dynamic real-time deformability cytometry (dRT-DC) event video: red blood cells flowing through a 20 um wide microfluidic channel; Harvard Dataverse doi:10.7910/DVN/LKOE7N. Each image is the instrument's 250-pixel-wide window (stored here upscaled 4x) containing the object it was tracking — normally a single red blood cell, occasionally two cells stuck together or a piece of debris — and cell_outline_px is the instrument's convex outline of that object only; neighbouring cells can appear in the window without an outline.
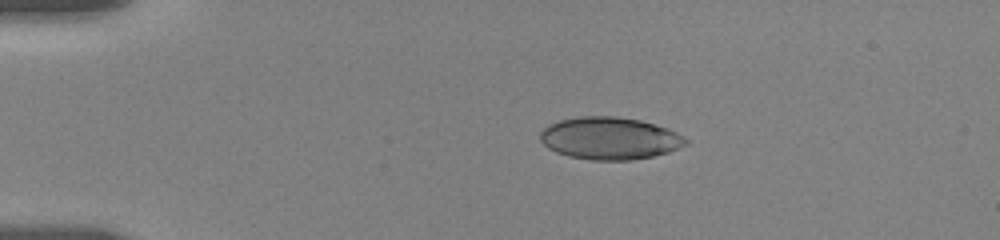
{"species": "human", "species_latin": "Homo sapiens", "temperature_condition": "room temperature", "stored_images_in_passage": 19, "camera_frame_rate_fps": 3000, "um_per_image_px": 0.085, "donor": {"sex": "female"}, "frame": {"image": 1, "passage_image": 1, "time_ms": 0.0, "image_size_px": [1000, 240], "cell_outline_px": [[688, 144], [668, 152], [652, 156], [632, 160], [592, 160], [568, 156], [556, 152], [548, 148], [540, 140], [540, 132], [548, 124], [560, 120], [580, 116], [612, 116], [640, 120], [668, 128], [684, 136], [688, 140]], "centroid_in_image_um": [51.82, 11.75], "position_along_channel_um": 33.2, "area_um2": 35.95}}
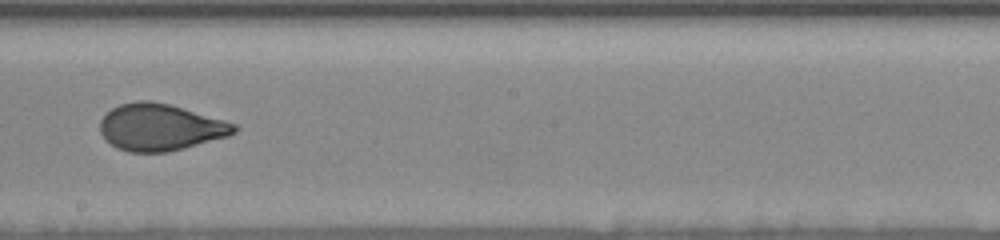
{"frame": {"image": 2, "passage_image": 10, "time_ms": 7.0, "image_size_px": [1000, 240], "cell_outline_px": [[240, 128], [236, 132], [228, 136], [184, 148], [168, 152], [128, 152], [116, 148], [104, 140], [100, 132], [100, 120], [112, 108], [120, 104], [136, 100], [152, 100], [168, 104], [224, 120], [236, 124]], "centroid_in_image_um": [13.59, 10.82], "position_along_channel_um": 234.6, "area_um2": 36.65}}
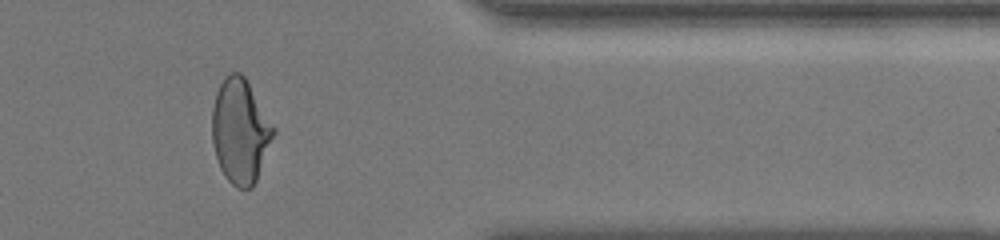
{"frame": {"image": 3, "passage_image": 16, "time_ms": 11.667, "image_size_px": [1000, 240], "cell_outline_px": [[276, 132], [256, 180], [252, 188], [236, 188], [224, 176], [220, 168], [216, 156], [212, 140], [212, 108], [216, 92], [224, 76], [228, 72], [240, 72], [244, 76], [276, 128]], "centroid_in_image_um": [20.42, 11.13], "position_along_channel_um": 391.0, "area_um2": 37.45}, "authors_computed_cell_mechanics": {"area_um2": 36.992, "velocity_mm_per_s": 3.6632, "shape_relaxation_time_tau1_ms": 7.7552, "shape_relaxation_time_tau2_ms": null, "deformation_change_tau1": 0.1912, "deformation_change_tau2": null}}